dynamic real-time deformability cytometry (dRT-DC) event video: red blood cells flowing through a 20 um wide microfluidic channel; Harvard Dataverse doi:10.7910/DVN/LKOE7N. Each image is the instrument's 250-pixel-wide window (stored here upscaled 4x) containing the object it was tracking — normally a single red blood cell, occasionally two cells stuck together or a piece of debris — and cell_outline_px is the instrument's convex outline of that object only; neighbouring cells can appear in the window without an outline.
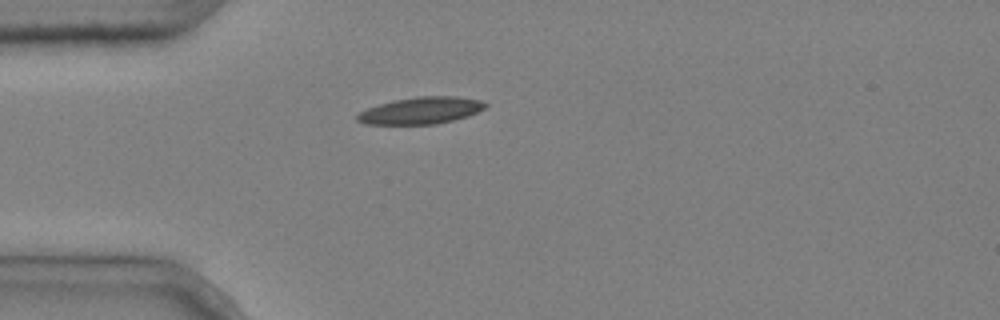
{"species": "common noctule bat (a hibernating species)", "species_latin": "Nyctalus noctula", "temperature_condition": "cold", "stored_images_in_passage": 1, "camera_frame_rate_fps": 3000, "um_per_image_px": 0.085, "animal": {"sex": "male", "body_mass_g": 20.4}, "frame": {"image": 1, "passage_image": 1, "time_ms": 0.0, "image_size_px": [1000, 320], "cell_outline_px": [[488, 104], [484, 108], [468, 116], [436, 124], [364, 124], [356, 120], [356, 116], [360, 112], [368, 108], [392, 100], [416, 96], [456, 96], [480, 100]], "centroid_in_image_um": [35.76, 9.39], "position_along_channel_um": 49.2, "area_um2": 20.0}}